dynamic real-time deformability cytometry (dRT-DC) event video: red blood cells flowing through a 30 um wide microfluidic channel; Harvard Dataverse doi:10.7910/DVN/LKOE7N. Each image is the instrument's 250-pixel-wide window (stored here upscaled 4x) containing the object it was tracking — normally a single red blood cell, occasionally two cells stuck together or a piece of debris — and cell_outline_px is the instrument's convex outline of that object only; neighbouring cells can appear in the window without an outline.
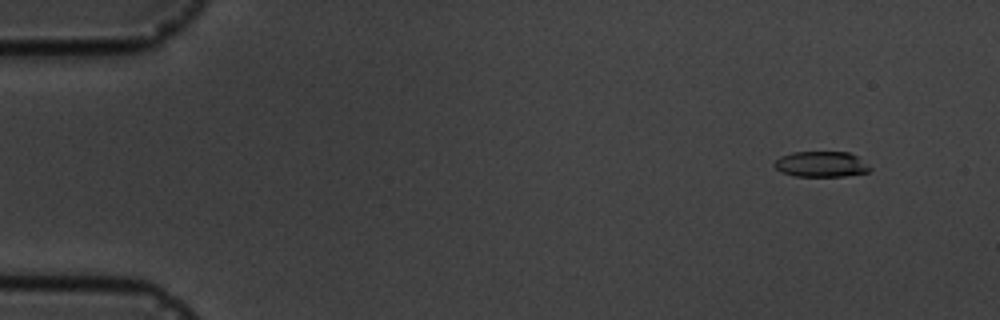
{"species": "common noctule bat (a hibernating species)", "species_latin": "Nyctalus noctula", "temperature_condition": "cold", "stored_images_in_passage": 6, "camera_frame_rate_fps": 3000, "um_per_image_px": 0.085, "animal": {"sex": "male", "body_mass_g": 19.5, "forearm_length_mm": 54.6}, "frame": {"image": 1, "passage_image": 2, "time_ms": 1.0, "image_size_px": [1000, 320], "cell_outline_px": [[872, 168], [868, 172], [844, 176], [796, 176], [780, 172], [772, 164], [780, 156], [792, 152], [848, 152], [856, 156]], "centroid_in_image_um": [69.77, 13.96], "position_along_channel_um": 15.2, "area_um2": 14.22}}
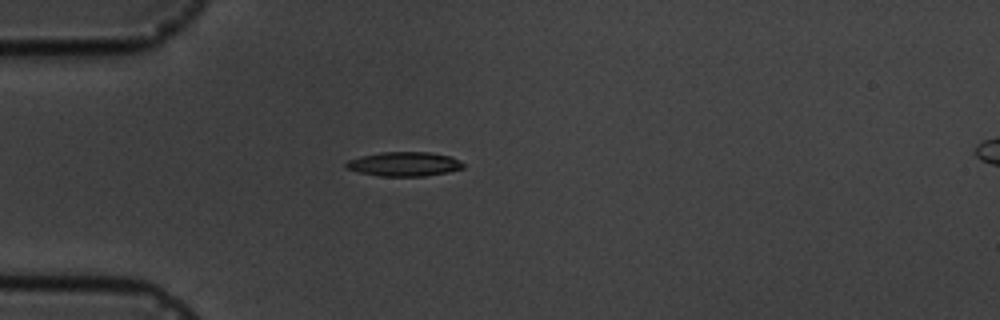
{"frame": {"image": 2, "passage_image": 5, "time_ms": 4.667, "image_size_px": [1000, 320], "cell_outline_px": [[464, 168], [448, 172], [424, 176], [380, 176], [360, 172], [344, 168], [344, 164], [348, 160], [360, 156], [380, 152], [432, 152], [452, 156], [460, 160], [464, 164]], "centroid_in_image_um": [34.37, 13.93], "position_along_channel_um": 50.6, "area_um2": 16.76}}